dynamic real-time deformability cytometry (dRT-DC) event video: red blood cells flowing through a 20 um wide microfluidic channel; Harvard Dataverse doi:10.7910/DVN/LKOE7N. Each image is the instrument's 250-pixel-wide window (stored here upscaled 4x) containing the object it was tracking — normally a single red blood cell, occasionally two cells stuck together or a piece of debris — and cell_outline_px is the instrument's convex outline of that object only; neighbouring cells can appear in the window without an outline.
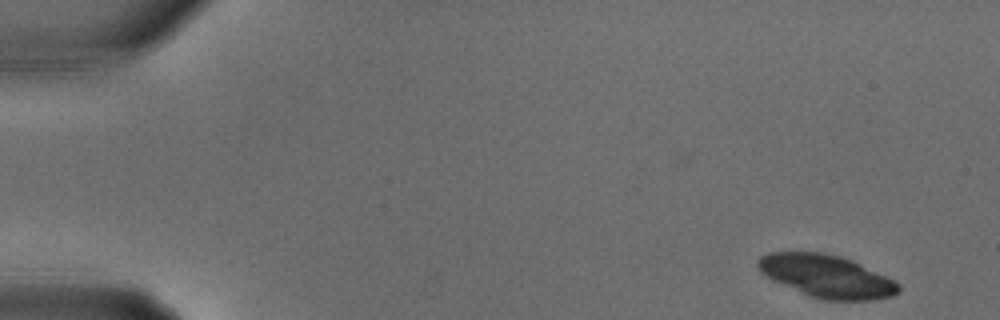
{"species": "common noctule bat (a hibernating species)", "species_latin": "Nyctalus noctula", "temperature_condition": "warm", "stored_images_in_passage": 29, "camera_frame_rate_fps": 3000, "um_per_image_px": 0.085, "animal": {"sex": "male", "body_mass_g": 18.8}, "frame": {"image": 1, "passage_image": 1, "time_ms": 0.0, "image_size_px": [1000, 320], "cell_outline_px": [[900, 292], [892, 296], [872, 300], [820, 300], [808, 296], [772, 280], [760, 272], [756, 264], [756, 260], [760, 256], [768, 252], [824, 252], [840, 256], [852, 260], [900, 284]], "centroid_in_image_um": [70.21, 23.48], "position_along_channel_um": 14.8, "area_um2": 35.03}}